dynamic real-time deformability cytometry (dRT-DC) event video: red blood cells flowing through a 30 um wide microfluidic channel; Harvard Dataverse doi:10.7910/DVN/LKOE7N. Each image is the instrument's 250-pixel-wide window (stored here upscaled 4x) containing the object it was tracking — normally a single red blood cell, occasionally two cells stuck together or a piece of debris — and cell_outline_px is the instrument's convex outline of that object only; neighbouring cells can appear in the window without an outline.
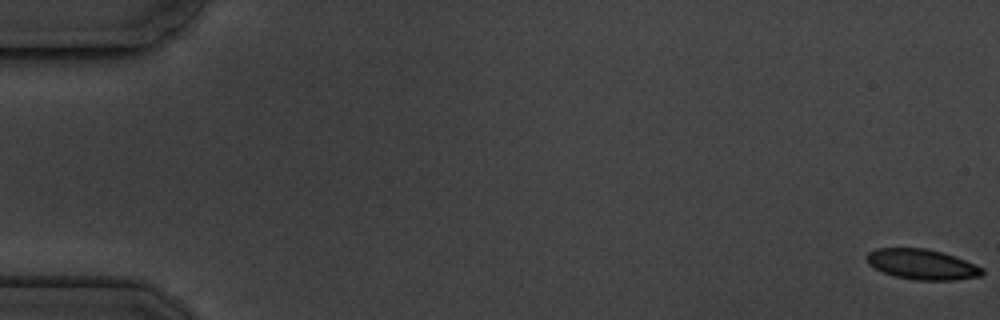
{"species": "common noctule bat (a hibernating species)", "species_latin": "Nyctalus noctula", "temperature_condition": "cold", "stored_images_in_passage": 7, "camera_frame_rate_fps": 3000, "um_per_image_px": 0.085, "animal": {"sex": "male", "body_mass_g": 19.5, "forearm_length_mm": 54.6}, "frame": {"image": 1, "passage_image": 1, "time_ms": 0.0, "image_size_px": [1000, 320], "cell_outline_px": [[984, 272], [980, 276], [956, 280], [916, 280], [896, 276], [884, 272], [868, 264], [864, 256], [868, 252], [876, 248], [924, 248], [940, 252], [964, 260], [984, 268]], "centroid_in_image_um": [78.34, 22.47], "position_along_channel_um": 6.7, "area_um2": 20.23}}
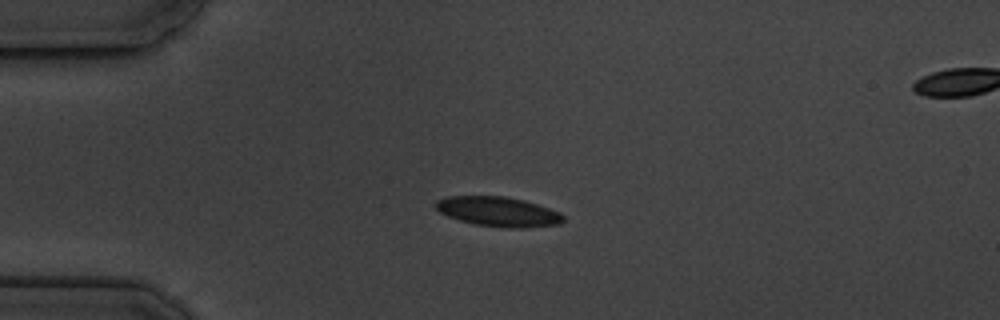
{"frame": {"image": 2, "passage_image": 5, "time_ms": 4.667, "image_size_px": [1000, 320], "cell_outline_px": [[564, 220], [560, 224], [524, 228], [500, 228], [472, 224], [448, 216], [440, 212], [436, 208], [436, 200], [444, 196], [504, 196], [524, 200], [560, 212], [564, 216]], "centroid_in_image_um": [42.34, 18.0], "position_along_channel_um": 42.7, "area_um2": 22.25}}